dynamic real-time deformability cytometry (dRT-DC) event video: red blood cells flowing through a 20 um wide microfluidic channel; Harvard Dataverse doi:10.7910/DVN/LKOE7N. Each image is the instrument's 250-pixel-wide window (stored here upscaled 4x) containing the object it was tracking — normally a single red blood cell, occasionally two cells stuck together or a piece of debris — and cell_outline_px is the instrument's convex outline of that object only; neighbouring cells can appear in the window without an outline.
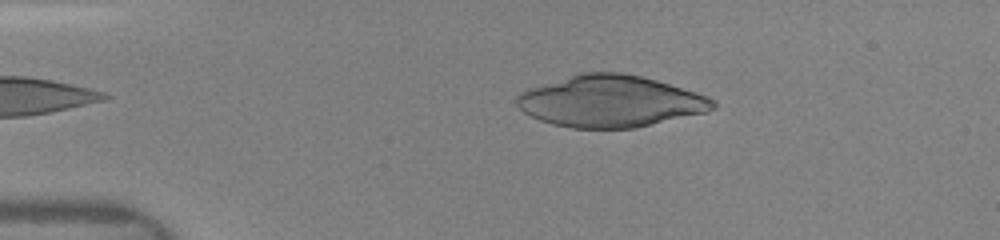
{"species": "human", "species_latin": "Homo sapiens", "temperature_condition": "room temperature", "stored_images_in_passage": 8, "camera_frame_rate_fps": 3000, "um_per_image_px": 0.085, "donor": {"sex": "female"}, "frame": {"image": 1, "passage_image": 3, "time_ms": 1.667, "image_size_px": [1000, 240], "cell_outline_px": [[716, 108], [708, 112], [636, 128], [572, 128], [552, 124], [540, 120], [524, 112], [516, 104], [516, 96], [520, 92], [528, 88], [576, 72], [620, 72], [640, 76], [656, 80], [696, 92], [708, 96], [716, 100]], "centroid_in_image_um": [51.88, 8.6], "position_along_channel_um": 33.1, "area_um2": 59.48}}